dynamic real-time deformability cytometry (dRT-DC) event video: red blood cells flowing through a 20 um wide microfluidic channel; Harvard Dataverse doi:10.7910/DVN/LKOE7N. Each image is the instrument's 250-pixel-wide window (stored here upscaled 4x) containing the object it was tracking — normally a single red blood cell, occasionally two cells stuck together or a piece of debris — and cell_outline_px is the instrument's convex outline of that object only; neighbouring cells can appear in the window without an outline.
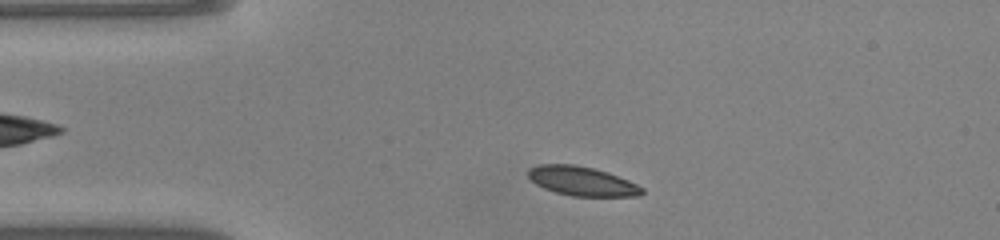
{"species": "common noctule bat (a hibernating species)", "species_latin": "Nyctalus noctula", "temperature_condition": "warm", "stored_images_in_passage": 43, "camera_frame_rate_fps": 3000, "um_per_image_px": 0.085, "animal": {"sex": "male", "body_mass_g": 20.0, "forearm_length_mm": 53.3}, "frame": {"image": 1, "passage_image": 4, "time_ms": 1.0, "image_size_px": [1000, 240], "cell_outline_px": [[644, 192], [640, 196], [572, 196], [556, 192], [544, 188], [536, 184], [528, 176], [528, 168], [540, 164], [576, 164], [608, 172], [628, 180], [644, 188]], "centroid_in_image_um": [49.47, 15.39], "position_along_channel_um": 35.5, "area_um2": 19.36}}
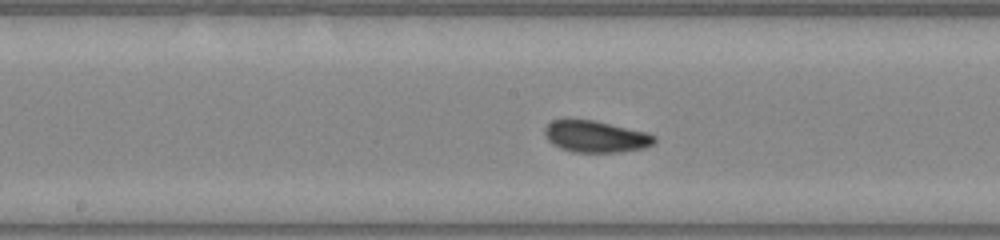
{"frame": {"image": 2, "passage_image": 18, "time_ms": 5.667, "image_size_px": [1000, 240], "cell_outline_px": [[656, 140], [652, 144], [644, 148], [620, 152], [576, 152], [560, 148], [552, 144], [548, 140], [544, 132], [544, 128], [552, 120], [568, 116], [592, 120], [648, 132], [656, 136]], "centroid_in_image_um": [50.59, 11.57], "position_along_channel_um": 197.6, "area_um2": 20.69}}
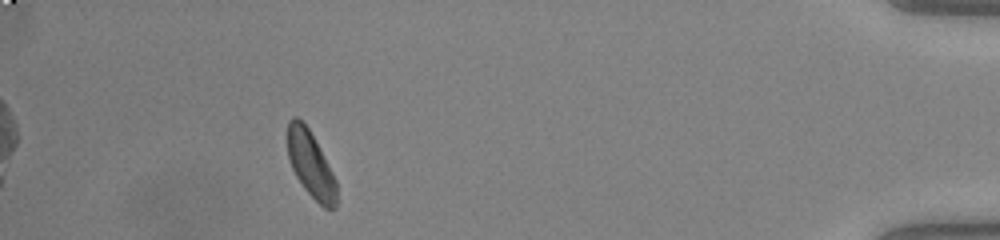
{"frame": {"image": 3, "passage_image": 38, "time_ms": 12.333, "image_size_px": [1000, 240], "cell_outline_px": [[336, 208], [324, 208], [304, 188], [296, 176], [292, 168], [288, 156], [288, 120], [292, 116], [296, 116], [308, 128], [332, 172], [336, 180]], "centroid_in_image_um": [26.4, 13.97], "position_along_channel_um": 408.8, "area_um2": 18.38}, "authors_computed_cell_mechanics": {"area_um2": 19.8254, "velocity_mm_per_s": 4.1117, "shape_relaxation_time_tau1_ms": 2.8599, "shape_relaxation_time_tau2_ms": 2.3985, "deformation_change_tau1": 0.1001, "deformation_change_tau2": 0.0575}}